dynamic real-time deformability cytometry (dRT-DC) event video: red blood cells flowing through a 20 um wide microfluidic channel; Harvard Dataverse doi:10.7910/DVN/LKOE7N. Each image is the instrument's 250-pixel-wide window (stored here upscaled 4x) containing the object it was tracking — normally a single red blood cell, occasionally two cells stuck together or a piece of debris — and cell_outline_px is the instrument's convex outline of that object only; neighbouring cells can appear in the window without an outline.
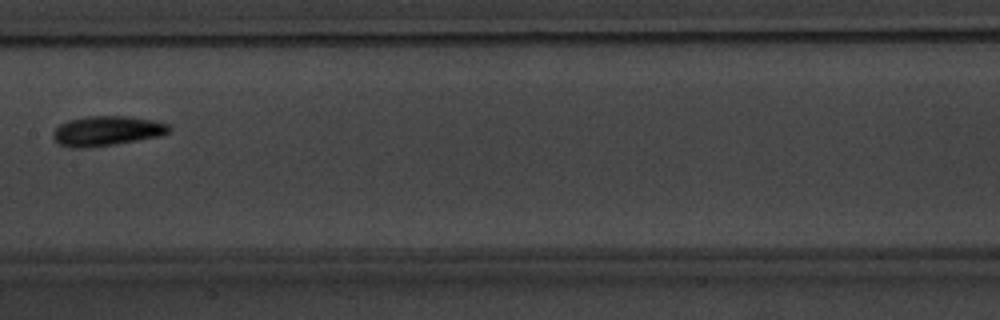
{"species": "common noctule bat (a hibernating species)", "species_latin": "Nyctalus noctula", "temperature_condition": "warm", "stored_images_in_passage": 4, "camera_frame_rate_fps": 3000, "um_per_image_px": 0.085, "animal": {"sex": "male", "body_mass_g": 20.1, "forearm_length_mm": 53.5}, "frame": {"image": 1, "passage_image": 4, "time_ms": 3.333, "image_size_px": [1000, 320], "cell_outline_px": [[172, 128], [168, 132], [160, 136], [88, 148], [68, 148], [56, 144], [52, 140], [52, 132], [60, 124], [68, 120], [88, 116], [128, 116], [152, 120], [168, 124]], "centroid_in_image_um": [9.0, 11.13], "position_along_channel_um": 198.4, "area_um2": 20.29}}